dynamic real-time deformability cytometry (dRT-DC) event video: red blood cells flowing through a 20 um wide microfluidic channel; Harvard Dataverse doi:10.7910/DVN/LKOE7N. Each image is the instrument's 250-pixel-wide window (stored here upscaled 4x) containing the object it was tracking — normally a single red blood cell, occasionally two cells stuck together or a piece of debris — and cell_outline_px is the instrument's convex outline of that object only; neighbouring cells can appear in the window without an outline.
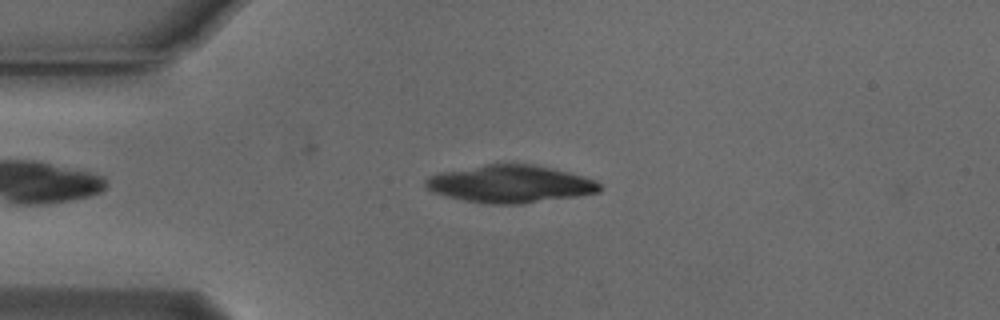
{"species": "Egyptian fruit bat (a non-hibernating species)", "species_latin": "Rousettus aegyptiacus", "temperature_condition": "cold", "stored_images_in_passage": 53, "camera_frame_rate_fps": 3000, "um_per_image_px": 0.085, "animal": {"sex": "male"}, "frame": {"image": 1, "passage_image": 12, "time_ms": 3.667, "image_size_px": [1000, 320], "cell_outline_px": [[604, 188], [600, 192], [576, 196], [520, 204], [484, 204], [464, 200], [448, 196], [436, 192], [428, 188], [424, 184], [424, 180], [428, 176], [440, 172], [488, 164], [532, 164], [568, 172], [584, 176], [596, 180]], "centroid_in_image_um": [43.4, 15.64], "position_along_channel_um": 41.6, "area_um2": 37.86}}